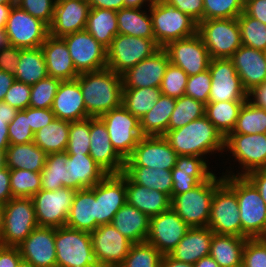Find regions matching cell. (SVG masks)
<instances>
[{"mask_svg": "<svg viewBox=\"0 0 266 267\" xmlns=\"http://www.w3.org/2000/svg\"><path fill=\"white\" fill-rule=\"evenodd\" d=\"M163 137L178 155L199 156L209 161L214 153H221L220 157L225 154V138L206 116L181 128L168 130Z\"/></svg>", "mask_w": 266, "mask_h": 267, "instance_id": "1", "label": "cell"}, {"mask_svg": "<svg viewBox=\"0 0 266 267\" xmlns=\"http://www.w3.org/2000/svg\"><path fill=\"white\" fill-rule=\"evenodd\" d=\"M78 83L88 117L98 118L122 105V75L109 68L81 73Z\"/></svg>", "mask_w": 266, "mask_h": 267, "instance_id": "2", "label": "cell"}, {"mask_svg": "<svg viewBox=\"0 0 266 267\" xmlns=\"http://www.w3.org/2000/svg\"><path fill=\"white\" fill-rule=\"evenodd\" d=\"M224 182L236 193L239 204L241 237L266 236V204L257 188L245 176H224Z\"/></svg>", "mask_w": 266, "mask_h": 267, "instance_id": "3", "label": "cell"}, {"mask_svg": "<svg viewBox=\"0 0 266 267\" xmlns=\"http://www.w3.org/2000/svg\"><path fill=\"white\" fill-rule=\"evenodd\" d=\"M224 182V175L213 174L190 191L171 198V208L191 227H207L215 190Z\"/></svg>", "mask_w": 266, "mask_h": 267, "instance_id": "4", "label": "cell"}, {"mask_svg": "<svg viewBox=\"0 0 266 267\" xmlns=\"http://www.w3.org/2000/svg\"><path fill=\"white\" fill-rule=\"evenodd\" d=\"M149 11L154 39L161 48L171 41L189 38L197 34L198 23L164 0H154Z\"/></svg>", "mask_w": 266, "mask_h": 267, "instance_id": "5", "label": "cell"}, {"mask_svg": "<svg viewBox=\"0 0 266 267\" xmlns=\"http://www.w3.org/2000/svg\"><path fill=\"white\" fill-rule=\"evenodd\" d=\"M225 152L227 157L232 156L227 158L228 161L231 158L233 162H239V170L234 172V166L231 167L230 163V170L227 167L226 171L222 172L224 176H245L250 171L264 169L266 168V133L229 134L225 138Z\"/></svg>", "mask_w": 266, "mask_h": 267, "instance_id": "6", "label": "cell"}, {"mask_svg": "<svg viewBox=\"0 0 266 267\" xmlns=\"http://www.w3.org/2000/svg\"><path fill=\"white\" fill-rule=\"evenodd\" d=\"M201 37L211 59H226L242 46L237 18L210 19L198 23Z\"/></svg>", "mask_w": 266, "mask_h": 267, "instance_id": "7", "label": "cell"}, {"mask_svg": "<svg viewBox=\"0 0 266 267\" xmlns=\"http://www.w3.org/2000/svg\"><path fill=\"white\" fill-rule=\"evenodd\" d=\"M56 267H95L89 232L67 226L55 228Z\"/></svg>", "mask_w": 266, "mask_h": 267, "instance_id": "8", "label": "cell"}, {"mask_svg": "<svg viewBox=\"0 0 266 267\" xmlns=\"http://www.w3.org/2000/svg\"><path fill=\"white\" fill-rule=\"evenodd\" d=\"M160 48L155 39L118 34L107 49V68L122 75Z\"/></svg>", "mask_w": 266, "mask_h": 267, "instance_id": "9", "label": "cell"}, {"mask_svg": "<svg viewBox=\"0 0 266 267\" xmlns=\"http://www.w3.org/2000/svg\"><path fill=\"white\" fill-rule=\"evenodd\" d=\"M36 227L38 223L32 198H11L4 205L1 245L18 247Z\"/></svg>", "mask_w": 266, "mask_h": 267, "instance_id": "10", "label": "cell"}, {"mask_svg": "<svg viewBox=\"0 0 266 267\" xmlns=\"http://www.w3.org/2000/svg\"><path fill=\"white\" fill-rule=\"evenodd\" d=\"M105 124L110 142L116 152L126 160L143 136L140 120L122 105L99 117Z\"/></svg>", "mask_w": 266, "mask_h": 267, "instance_id": "11", "label": "cell"}, {"mask_svg": "<svg viewBox=\"0 0 266 267\" xmlns=\"http://www.w3.org/2000/svg\"><path fill=\"white\" fill-rule=\"evenodd\" d=\"M76 190L63 187L54 191L39 190L33 200L38 226L59 228L66 225Z\"/></svg>", "mask_w": 266, "mask_h": 267, "instance_id": "12", "label": "cell"}, {"mask_svg": "<svg viewBox=\"0 0 266 267\" xmlns=\"http://www.w3.org/2000/svg\"><path fill=\"white\" fill-rule=\"evenodd\" d=\"M10 44L21 49L41 47L49 36V26L14 4L5 27Z\"/></svg>", "mask_w": 266, "mask_h": 267, "instance_id": "13", "label": "cell"}, {"mask_svg": "<svg viewBox=\"0 0 266 267\" xmlns=\"http://www.w3.org/2000/svg\"><path fill=\"white\" fill-rule=\"evenodd\" d=\"M216 234L241 237V221L236 193L223 182L214 192L208 226Z\"/></svg>", "mask_w": 266, "mask_h": 267, "instance_id": "14", "label": "cell"}, {"mask_svg": "<svg viewBox=\"0 0 266 267\" xmlns=\"http://www.w3.org/2000/svg\"><path fill=\"white\" fill-rule=\"evenodd\" d=\"M62 39L67 44L73 65L79 74L107 68V49L86 30L68 34Z\"/></svg>", "mask_w": 266, "mask_h": 267, "instance_id": "15", "label": "cell"}, {"mask_svg": "<svg viewBox=\"0 0 266 267\" xmlns=\"http://www.w3.org/2000/svg\"><path fill=\"white\" fill-rule=\"evenodd\" d=\"M211 89L208 102L246 101L248 93L230 58L211 59Z\"/></svg>", "mask_w": 266, "mask_h": 267, "instance_id": "16", "label": "cell"}, {"mask_svg": "<svg viewBox=\"0 0 266 267\" xmlns=\"http://www.w3.org/2000/svg\"><path fill=\"white\" fill-rule=\"evenodd\" d=\"M90 236L97 265L119 267L133 244L112 224L98 226Z\"/></svg>", "mask_w": 266, "mask_h": 267, "instance_id": "17", "label": "cell"}, {"mask_svg": "<svg viewBox=\"0 0 266 267\" xmlns=\"http://www.w3.org/2000/svg\"><path fill=\"white\" fill-rule=\"evenodd\" d=\"M164 49L168 53L169 62L180 67L188 76L208 70L211 58L198 34L171 41Z\"/></svg>", "mask_w": 266, "mask_h": 267, "instance_id": "18", "label": "cell"}, {"mask_svg": "<svg viewBox=\"0 0 266 267\" xmlns=\"http://www.w3.org/2000/svg\"><path fill=\"white\" fill-rule=\"evenodd\" d=\"M178 154L163 136H142L124 166H144L172 170Z\"/></svg>", "mask_w": 266, "mask_h": 267, "instance_id": "19", "label": "cell"}, {"mask_svg": "<svg viewBox=\"0 0 266 267\" xmlns=\"http://www.w3.org/2000/svg\"><path fill=\"white\" fill-rule=\"evenodd\" d=\"M190 226L170 208L150 218L146 242L153 245L162 255L169 254L185 236Z\"/></svg>", "mask_w": 266, "mask_h": 267, "instance_id": "20", "label": "cell"}, {"mask_svg": "<svg viewBox=\"0 0 266 267\" xmlns=\"http://www.w3.org/2000/svg\"><path fill=\"white\" fill-rule=\"evenodd\" d=\"M97 227L111 224L116 212L127 203L126 176L108 174L96 184Z\"/></svg>", "mask_w": 266, "mask_h": 267, "instance_id": "21", "label": "cell"}, {"mask_svg": "<svg viewBox=\"0 0 266 267\" xmlns=\"http://www.w3.org/2000/svg\"><path fill=\"white\" fill-rule=\"evenodd\" d=\"M168 64V53L164 48H160L122 74L123 89L159 88Z\"/></svg>", "mask_w": 266, "mask_h": 267, "instance_id": "22", "label": "cell"}, {"mask_svg": "<svg viewBox=\"0 0 266 267\" xmlns=\"http://www.w3.org/2000/svg\"><path fill=\"white\" fill-rule=\"evenodd\" d=\"M17 248L35 267H56L55 228L36 227Z\"/></svg>", "mask_w": 266, "mask_h": 267, "instance_id": "23", "label": "cell"}, {"mask_svg": "<svg viewBox=\"0 0 266 267\" xmlns=\"http://www.w3.org/2000/svg\"><path fill=\"white\" fill-rule=\"evenodd\" d=\"M89 1L56 0L54 17L49 26V35L62 38L68 34L85 30Z\"/></svg>", "mask_w": 266, "mask_h": 267, "instance_id": "24", "label": "cell"}, {"mask_svg": "<svg viewBox=\"0 0 266 267\" xmlns=\"http://www.w3.org/2000/svg\"><path fill=\"white\" fill-rule=\"evenodd\" d=\"M89 155L107 174L123 172L125 160L113 148L107 128L99 117H90Z\"/></svg>", "mask_w": 266, "mask_h": 267, "instance_id": "25", "label": "cell"}, {"mask_svg": "<svg viewBox=\"0 0 266 267\" xmlns=\"http://www.w3.org/2000/svg\"><path fill=\"white\" fill-rule=\"evenodd\" d=\"M210 164L199 156L178 155L175 167L171 170L173 180L171 198L207 181L215 173L209 167Z\"/></svg>", "mask_w": 266, "mask_h": 267, "instance_id": "26", "label": "cell"}, {"mask_svg": "<svg viewBox=\"0 0 266 267\" xmlns=\"http://www.w3.org/2000/svg\"><path fill=\"white\" fill-rule=\"evenodd\" d=\"M107 175L90 155L68 154L64 173V187L75 190L92 188Z\"/></svg>", "mask_w": 266, "mask_h": 267, "instance_id": "27", "label": "cell"}, {"mask_svg": "<svg viewBox=\"0 0 266 267\" xmlns=\"http://www.w3.org/2000/svg\"><path fill=\"white\" fill-rule=\"evenodd\" d=\"M248 93L266 81V55L264 51L242 45L230 58Z\"/></svg>", "mask_w": 266, "mask_h": 267, "instance_id": "28", "label": "cell"}, {"mask_svg": "<svg viewBox=\"0 0 266 267\" xmlns=\"http://www.w3.org/2000/svg\"><path fill=\"white\" fill-rule=\"evenodd\" d=\"M51 110L55 118L70 122L88 118L78 77L60 82Z\"/></svg>", "mask_w": 266, "mask_h": 267, "instance_id": "29", "label": "cell"}, {"mask_svg": "<svg viewBox=\"0 0 266 267\" xmlns=\"http://www.w3.org/2000/svg\"><path fill=\"white\" fill-rule=\"evenodd\" d=\"M41 49L49 77L65 81L74 80L80 75L73 65L67 44L62 38L49 35Z\"/></svg>", "mask_w": 266, "mask_h": 267, "instance_id": "30", "label": "cell"}, {"mask_svg": "<svg viewBox=\"0 0 266 267\" xmlns=\"http://www.w3.org/2000/svg\"><path fill=\"white\" fill-rule=\"evenodd\" d=\"M65 226L89 233L97 228L96 185L76 190Z\"/></svg>", "mask_w": 266, "mask_h": 267, "instance_id": "31", "label": "cell"}, {"mask_svg": "<svg viewBox=\"0 0 266 267\" xmlns=\"http://www.w3.org/2000/svg\"><path fill=\"white\" fill-rule=\"evenodd\" d=\"M214 232L209 227H191L169 255L181 262L195 264L210 255Z\"/></svg>", "mask_w": 266, "mask_h": 267, "instance_id": "32", "label": "cell"}, {"mask_svg": "<svg viewBox=\"0 0 266 267\" xmlns=\"http://www.w3.org/2000/svg\"><path fill=\"white\" fill-rule=\"evenodd\" d=\"M127 204L136 207L149 218L171 208V198L163 192L134 184L126 177Z\"/></svg>", "mask_w": 266, "mask_h": 267, "instance_id": "33", "label": "cell"}, {"mask_svg": "<svg viewBox=\"0 0 266 267\" xmlns=\"http://www.w3.org/2000/svg\"><path fill=\"white\" fill-rule=\"evenodd\" d=\"M111 224L133 244L142 243L149 233L150 218L126 203L116 212Z\"/></svg>", "mask_w": 266, "mask_h": 267, "instance_id": "34", "label": "cell"}, {"mask_svg": "<svg viewBox=\"0 0 266 267\" xmlns=\"http://www.w3.org/2000/svg\"><path fill=\"white\" fill-rule=\"evenodd\" d=\"M47 154L34 142L10 144L4 153L5 165L9 169H22L41 172L45 166Z\"/></svg>", "mask_w": 266, "mask_h": 267, "instance_id": "35", "label": "cell"}, {"mask_svg": "<svg viewBox=\"0 0 266 267\" xmlns=\"http://www.w3.org/2000/svg\"><path fill=\"white\" fill-rule=\"evenodd\" d=\"M247 238L213 234L210 256L220 267H242L243 249Z\"/></svg>", "mask_w": 266, "mask_h": 267, "instance_id": "36", "label": "cell"}, {"mask_svg": "<svg viewBox=\"0 0 266 267\" xmlns=\"http://www.w3.org/2000/svg\"><path fill=\"white\" fill-rule=\"evenodd\" d=\"M85 30L108 49L118 35L117 12L104 8H90Z\"/></svg>", "mask_w": 266, "mask_h": 267, "instance_id": "37", "label": "cell"}, {"mask_svg": "<svg viewBox=\"0 0 266 267\" xmlns=\"http://www.w3.org/2000/svg\"><path fill=\"white\" fill-rule=\"evenodd\" d=\"M117 23L118 34L154 39L149 8L124 7L117 11Z\"/></svg>", "mask_w": 266, "mask_h": 267, "instance_id": "38", "label": "cell"}, {"mask_svg": "<svg viewBox=\"0 0 266 267\" xmlns=\"http://www.w3.org/2000/svg\"><path fill=\"white\" fill-rule=\"evenodd\" d=\"M122 173L132 183L163 192L171 198L173 188L171 170L144 166H124Z\"/></svg>", "mask_w": 266, "mask_h": 267, "instance_id": "39", "label": "cell"}, {"mask_svg": "<svg viewBox=\"0 0 266 267\" xmlns=\"http://www.w3.org/2000/svg\"><path fill=\"white\" fill-rule=\"evenodd\" d=\"M176 98L161 95L156 105L140 119V131L143 136H163L168 131L171 114Z\"/></svg>", "mask_w": 266, "mask_h": 267, "instance_id": "40", "label": "cell"}, {"mask_svg": "<svg viewBox=\"0 0 266 267\" xmlns=\"http://www.w3.org/2000/svg\"><path fill=\"white\" fill-rule=\"evenodd\" d=\"M48 76L41 47L21 49L15 80L32 86Z\"/></svg>", "mask_w": 266, "mask_h": 267, "instance_id": "41", "label": "cell"}, {"mask_svg": "<svg viewBox=\"0 0 266 267\" xmlns=\"http://www.w3.org/2000/svg\"><path fill=\"white\" fill-rule=\"evenodd\" d=\"M70 121L55 118L48 125L34 133V143L47 155L64 152L69 138Z\"/></svg>", "mask_w": 266, "mask_h": 267, "instance_id": "42", "label": "cell"}, {"mask_svg": "<svg viewBox=\"0 0 266 267\" xmlns=\"http://www.w3.org/2000/svg\"><path fill=\"white\" fill-rule=\"evenodd\" d=\"M245 101H220L206 104L205 116L226 138L234 129Z\"/></svg>", "mask_w": 266, "mask_h": 267, "instance_id": "43", "label": "cell"}, {"mask_svg": "<svg viewBox=\"0 0 266 267\" xmlns=\"http://www.w3.org/2000/svg\"><path fill=\"white\" fill-rule=\"evenodd\" d=\"M161 95L157 87L123 89L122 106L140 120L156 105Z\"/></svg>", "mask_w": 266, "mask_h": 267, "instance_id": "44", "label": "cell"}, {"mask_svg": "<svg viewBox=\"0 0 266 267\" xmlns=\"http://www.w3.org/2000/svg\"><path fill=\"white\" fill-rule=\"evenodd\" d=\"M260 133H266V109L257 107L246 100L230 134Z\"/></svg>", "mask_w": 266, "mask_h": 267, "instance_id": "45", "label": "cell"}, {"mask_svg": "<svg viewBox=\"0 0 266 267\" xmlns=\"http://www.w3.org/2000/svg\"><path fill=\"white\" fill-rule=\"evenodd\" d=\"M206 104L194 98L183 95L176 98L175 108L171 114L168 130H175L187 125L193 120L205 116Z\"/></svg>", "mask_w": 266, "mask_h": 267, "instance_id": "46", "label": "cell"}, {"mask_svg": "<svg viewBox=\"0 0 266 267\" xmlns=\"http://www.w3.org/2000/svg\"><path fill=\"white\" fill-rule=\"evenodd\" d=\"M68 154L50 153L46 156L45 166L41 173V189L54 191L64 187V173Z\"/></svg>", "mask_w": 266, "mask_h": 267, "instance_id": "47", "label": "cell"}, {"mask_svg": "<svg viewBox=\"0 0 266 267\" xmlns=\"http://www.w3.org/2000/svg\"><path fill=\"white\" fill-rule=\"evenodd\" d=\"M237 19L242 45L266 52V25L244 12Z\"/></svg>", "mask_w": 266, "mask_h": 267, "instance_id": "48", "label": "cell"}, {"mask_svg": "<svg viewBox=\"0 0 266 267\" xmlns=\"http://www.w3.org/2000/svg\"><path fill=\"white\" fill-rule=\"evenodd\" d=\"M10 189L13 197L31 198L41 190V173L10 169Z\"/></svg>", "mask_w": 266, "mask_h": 267, "instance_id": "49", "label": "cell"}, {"mask_svg": "<svg viewBox=\"0 0 266 267\" xmlns=\"http://www.w3.org/2000/svg\"><path fill=\"white\" fill-rule=\"evenodd\" d=\"M162 257L150 243H135L119 267H161Z\"/></svg>", "mask_w": 266, "mask_h": 267, "instance_id": "50", "label": "cell"}, {"mask_svg": "<svg viewBox=\"0 0 266 267\" xmlns=\"http://www.w3.org/2000/svg\"><path fill=\"white\" fill-rule=\"evenodd\" d=\"M67 154L90 153V117L70 122Z\"/></svg>", "mask_w": 266, "mask_h": 267, "instance_id": "51", "label": "cell"}, {"mask_svg": "<svg viewBox=\"0 0 266 267\" xmlns=\"http://www.w3.org/2000/svg\"><path fill=\"white\" fill-rule=\"evenodd\" d=\"M61 80L47 76L31 86L29 107L50 109Z\"/></svg>", "mask_w": 266, "mask_h": 267, "instance_id": "52", "label": "cell"}, {"mask_svg": "<svg viewBox=\"0 0 266 267\" xmlns=\"http://www.w3.org/2000/svg\"><path fill=\"white\" fill-rule=\"evenodd\" d=\"M244 11V0H204V21L238 18Z\"/></svg>", "mask_w": 266, "mask_h": 267, "instance_id": "53", "label": "cell"}, {"mask_svg": "<svg viewBox=\"0 0 266 267\" xmlns=\"http://www.w3.org/2000/svg\"><path fill=\"white\" fill-rule=\"evenodd\" d=\"M188 75L178 66L169 62L161 81L160 90L162 95L180 98L185 95Z\"/></svg>", "mask_w": 266, "mask_h": 267, "instance_id": "54", "label": "cell"}, {"mask_svg": "<svg viewBox=\"0 0 266 267\" xmlns=\"http://www.w3.org/2000/svg\"><path fill=\"white\" fill-rule=\"evenodd\" d=\"M10 144H27L34 141V133L28 122V107L19 110L16 117L8 125Z\"/></svg>", "mask_w": 266, "mask_h": 267, "instance_id": "55", "label": "cell"}, {"mask_svg": "<svg viewBox=\"0 0 266 267\" xmlns=\"http://www.w3.org/2000/svg\"><path fill=\"white\" fill-rule=\"evenodd\" d=\"M242 267H266L264 238H247L243 249Z\"/></svg>", "mask_w": 266, "mask_h": 267, "instance_id": "56", "label": "cell"}, {"mask_svg": "<svg viewBox=\"0 0 266 267\" xmlns=\"http://www.w3.org/2000/svg\"><path fill=\"white\" fill-rule=\"evenodd\" d=\"M210 89L211 74L209 70H206L202 73L188 76L185 95L207 104L209 100Z\"/></svg>", "mask_w": 266, "mask_h": 267, "instance_id": "57", "label": "cell"}, {"mask_svg": "<svg viewBox=\"0 0 266 267\" xmlns=\"http://www.w3.org/2000/svg\"><path fill=\"white\" fill-rule=\"evenodd\" d=\"M56 0H16V5L31 16L42 20L48 26L52 24Z\"/></svg>", "mask_w": 266, "mask_h": 267, "instance_id": "58", "label": "cell"}, {"mask_svg": "<svg viewBox=\"0 0 266 267\" xmlns=\"http://www.w3.org/2000/svg\"><path fill=\"white\" fill-rule=\"evenodd\" d=\"M31 86L20 81H14L4 97V102L18 110L29 107Z\"/></svg>", "mask_w": 266, "mask_h": 267, "instance_id": "59", "label": "cell"}, {"mask_svg": "<svg viewBox=\"0 0 266 267\" xmlns=\"http://www.w3.org/2000/svg\"><path fill=\"white\" fill-rule=\"evenodd\" d=\"M19 110L0 101V152L5 153L10 145L8 136V125L16 117Z\"/></svg>", "mask_w": 266, "mask_h": 267, "instance_id": "60", "label": "cell"}, {"mask_svg": "<svg viewBox=\"0 0 266 267\" xmlns=\"http://www.w3.org/2000/svg\"><path fill=\"white\" fill-rule=\"evenodd\" d=\"M189 15L197 23L204 21V0H164Z\"/></svg>", "mask_w": 266, "mask_h": 267, "instance_id": "61", "label": "cell"}, {"mask_svg": "<svg viewBox=\"0 0 266 267\" xmlns=\"http://www.w3.org/2000/svg\"><path fill=\"white\" fill-rule=\"evenodd\" d=\"M55 119L53 111L50 109L28 107V122L33 133L48 125Z\"/></svg>", "mask_w": 266, "mask_h": 267, "instance_id": "62", "label": "cell"}, {"mask_svg": "<svg viewBox=\"0 0 266 267\" xmlns=\"http://www.w3.org/2000/svg\"><path fill=\"white\" fill-rule=\"evenodd\" d=\"M21 48L10 45L0 51V70L14 75L19 65Z\"/></svg>", "mask_w": 266, "mask_h": 267, "instance_id": "63", "label": "cell"}, {"mask_svg": "<svg viewBox=\"0 0 266 267\" xmlns=\"http://www.w3.org/2000/svg\"><path fill=\"white\" fill-rule=\"evenodd\" d=\"M243 12L266 25V0H245Z\"/></svg>", "mask_w": 266, "mask_h": 267, "instance_id": "64", "label": "cell"}, {"mask_svg": "<svg viewBox=\"0 0 266 267\" xmlns=\"http://www.w3.org/2000/svg\"><path fill=\"white\" fill-rule=\"evenodd\" d=\"M21 259L17 247L0 245V267H17Z\"/></svg>", "mask_w": 266, "mask_h": 267, "instance_id": "65", "label": "cell"}, {"mask_svg": "<svg viewBox=\"0 0 266 267\" xmlns=\"http://www.w3.org/2000/svg\"><path fill=\"white\" fill-rule=\"evenodd\" d=\"M11 198L10 169L5 165L0 168V205H5Z\"/></svg>", "mask_w": 266, "mask_h": 267, "instance_id": "66", "label": "cell"}, {"mask_svg": "<svg viewBox=\"0 0 266 267\" xmlns=\"http://www.w3.org/2000/svg\"><path fill=\"white\" fill-rule=\"evenodd\" d=\"M245 177L257 188L266 204V168L250 171Z\"/></svg>", "mask_w": 266, "mask_h": 267, "instance_id": "67", "label": "cell"}, {"mask_svg": "<svg viewBox=\"0 0 266 267\" xmlns=\"http://www.w3.org/2000/svg\"><path fill=\"white\" fill-rule=\"evenodd\" d=\"M247 100L257 107L266 109V81L249 91Z\"/></svg>", "mask_w": 266, "mask_h": 267, "instance_id": "68", "label": "cell"}, {"mask_svg": "<svg viewBox=\"0 0 266 267\" xmlns=\"http://www.w3.org/2000/svg\"><path fill=\"white\" fill-rule=\"evenodd\" d=\"M90 8H104L118 11L124 8V0H88Z\"/></svg>", "mask_w": 266, "mask_h": 267, "instance_id": "69", "label": "cell"}, {"mask_svg": "<svg viewBox=\"0 0 266 267\" xmlns=\"http://www.w3.org/2000/svg\"><path fill=\"white\" fill-rule=\"evenodd\" d=\"M14 81V75L0 70V101L4 100L6 93Z\"/></svg>", "mask_w": 266, "mask_h": 267, "instance_id": "70", "label": "cell"}, {"mask_svg": "<svg viewBox=\"0 0 266 267\" xmlns=\"http://www.w3.org/2000/svg\"><path fill=\"white\" fill-rule=\"evenodd\" d=\"M161 267H194V265L176 260L167 254L162 257Z\"/></svg>", "mask_w": 266, "mask_h": 267, "instance_id": "71", "label": "cell"}, {"mask_svg": "<svg viewBox=\"0 0 266 267\" xmlns=\"http://www.w3.org/2000/svg\"><path fill=\"white\" fill-rule=\"evenodd\" d=\"M154 0H124L125 8H150ZM147 5V6H146Z\"/></svg>", "mask_w": 266, "mask_h": 267, "instance_id": "72", "label": "cell"}, {"mask_svg": "<svg viewBox=\"0 0 266 267\" xmlns=\"http://www.w3.org/2000/svg\"><path fill=\"white\" fill-rule=\"evenodd\" d=\"M13 5L0 4V29H5L10 9Z\"/></svg>", "mask_w": 266, "mask_h": 267, "instance_id": "73", "label": "cell"}, {"mask_svg": "<svg viewBox=\"0 0 266 267\" xmlns=\"http://www.w3.org/2000/svg\"><path fill=\"white\" fill-rule=\"evenodd\" d=\"M194 267H220L219 264L210 256H204L198 260Z\"/></svg>", "mask_w": 266, "mask_h": 267, "instance_id": "74", "label": "cell"}, {"mask_svg": "<svg viewBox=\"0 0 266 267\" xmlns=\"http://www.w3.org/2000/svg\"><path fill=\"white\" fill-rule=\"evenodd\" d=\"M10 41L5 29H0V51L9 47Z\"/></svg>", "mask_w": 266, "mask_h": 267, "instance_id": "75", "label": "cell"}, {"mask_svg": "<svg viewBox=\"0 0 266 267\" xmlns=\"http://www.w3.org/2000/svg\"><path fill=\"white\" fill-rule=\"evenodd\" d=\"M3 220H4V205H0V245L2 242V234H3Z\"/></svg>", "mask_w": 266, "mask_h": 267, "instance_id": "76", "label": "cell"}, {"mask_svg": "<svg viewBox=\"0 0 266 267\" xmlns=\"http://www.w3.org/2000/svg\"><path fill=\"white\" fill-rule=\"evenodd\" d=\"M17 267H35V266L31 264L30 262L21 259Z\"/></svg>", "mask_w": 266, "mask_h": 267, "instance_id": "77", "label": "cell"}, {"mask_svg": "<svg viewBox=\"0 0 266 267\" xmlns=\"http://www.w3.org/2000/svg\"><path fill=\"white\" fill-rule=\"evenodd\" d=\"M0 4L14 5L16 4V0H0Z\"/></svg>", "mask_w": 266, "mask_h": 267, "instance_id": "78", "label": "cell"}, {"mask_svg": "<svg viewBox=\"0 0 266 267\" xmlns=\"http://www.w3.org/2000/svg\"><path fill=\"white\" fill-rule=\"evenodd\" d=\"M5 166V158H4V153L0 152V168Z\"/></svg>", "mask_w": 266, "mask_h": 267, "instance_id": "79", "label": "cell"}, {"mask_svg": "<svg viewBox=\"0 0 266 267\" xmlns=\"http://www.w3.org/2000/svg\"><path fill=\"white\" fill-rule=\"evenodd\" d=\"M95 267H113V266L96 265Z\"/></svg>", "mask_w": 266, "mask_h": 267, "instance_id": "80", "label": "cell"}]
</instances>
